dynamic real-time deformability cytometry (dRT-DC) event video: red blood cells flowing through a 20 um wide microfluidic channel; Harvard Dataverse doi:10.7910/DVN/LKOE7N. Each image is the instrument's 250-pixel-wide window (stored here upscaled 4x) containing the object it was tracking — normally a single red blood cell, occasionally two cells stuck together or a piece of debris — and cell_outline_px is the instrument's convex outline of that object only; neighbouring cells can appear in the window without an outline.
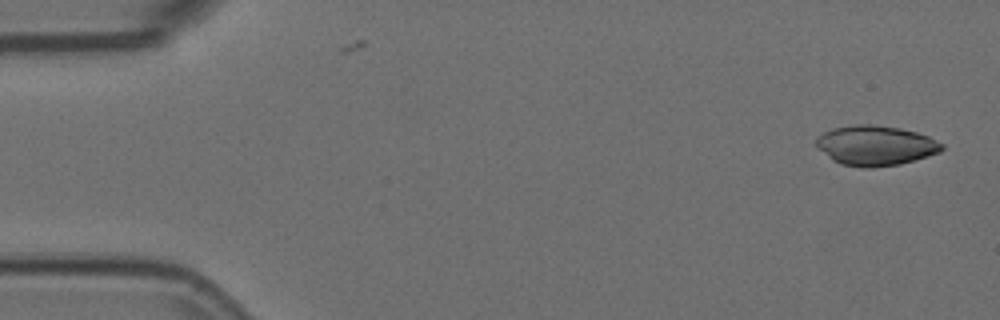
{"species": "Egyptian fruit bat (a non-hibernating species)", "species_latin": "Rousettus aegyptiacus", "temperature_condition": "room temperature", "stored_images_in_passage": 54, "camera_frame_rate_fps": 3000, "um_per_image_px": 0.085, "animal": {"sex": "female"}, "frame": {"image": 1, "passage_image": 1, "time_ms": 0.0, "image_size_px": [1000, 320], "cell_outline_px": [[944, 148], [940, 152], [900, 164], [872, 168], [864, 168], [840, 164], [832, 160], [816, 148], [816, 136], [832, 128], [852, 124], [872, 124], [900, 128], [916, 132], [928, 136], [944, 144]], "centroid_in_image_um": [74.38, 12.36], "position_along_channel_um": 10.6, "area_um2": 29.54}}
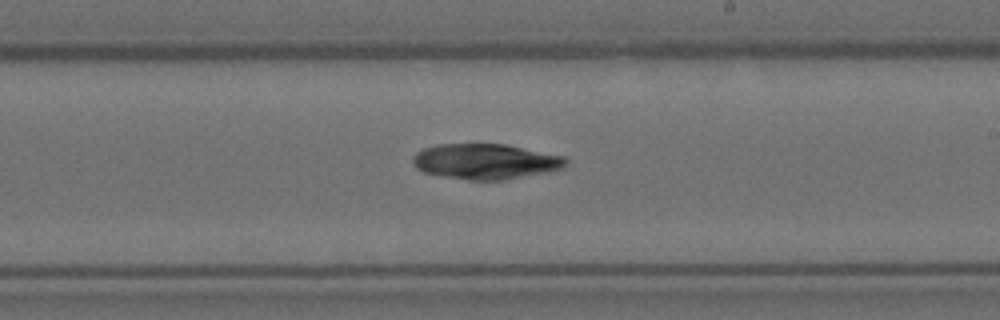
{"frame": {"image": 2, "passage_image": 31, "time_ms": 10.0, "image_size_px": [1000, 320], "cell_outline_px": [[568, 160], [560, 168], [504, 180], [468, 180], [424, 172], [416, 168], [412, 164], [412, 156], [416, 152], [424, 148], [436, 144], [504, 144], [564, 156]], "centroid_in_image_um": [41.18, 13.71], "position_along_channel_um": 247.8, "area_um2": 31.15}}
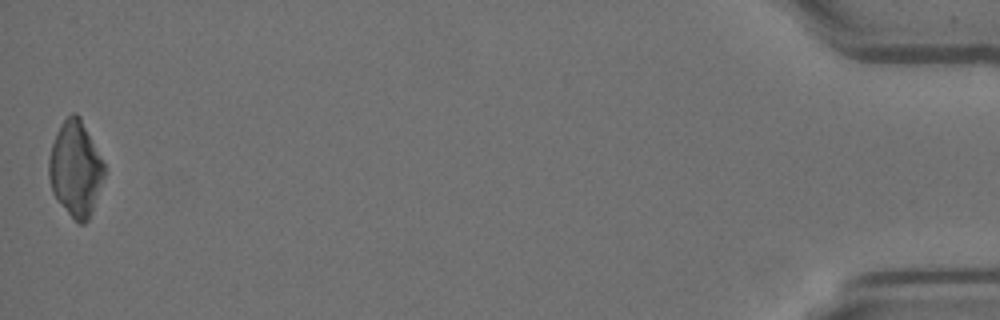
{"frame": {"image": 3, "passage_image": 54, "time_ms": 17.667, "image_size_px": [1000, 320], "cell_outline_px": [[104, 176], [92, 212], [88, 220], [84, 224], [80, 224], [56, 200], [52, 192], [48, 176], [48, 160], [52, 144], [56, 132], [60, 124], [72, 112], [76, 112], [80, 116], [104, 164]], "centroid_in_image_um": [6.39, 14.34], "position_along_channel_um": 428.8, "area_um2": 30.58}}